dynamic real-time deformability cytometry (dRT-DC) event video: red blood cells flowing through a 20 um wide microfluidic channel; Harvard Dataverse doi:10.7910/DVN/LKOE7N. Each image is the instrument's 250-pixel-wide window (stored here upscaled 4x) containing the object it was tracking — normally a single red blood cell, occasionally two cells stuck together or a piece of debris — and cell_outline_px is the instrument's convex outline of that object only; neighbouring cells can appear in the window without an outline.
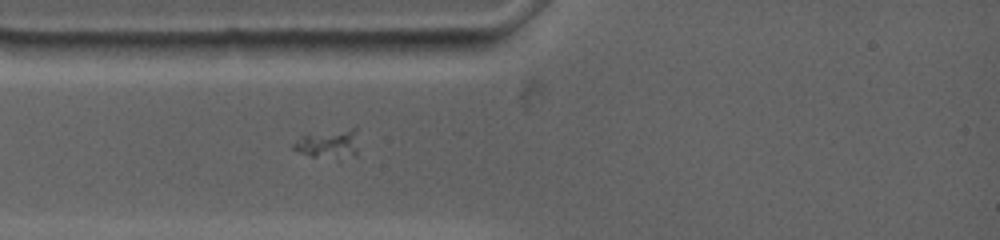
{"species": "common noctule bat (a hibernating species)", "species_latin": "Nyctalus noctula", "temperature_condition": "warm", "stored_images_in_passage": 31, "camera_frame_rate_fps": 4500, "um_per_image_px": 0.085, "animal": {"sex": "female", "body_mass_g": 19.0, "forearm_length_mm": 53.3}, "frame": {"image": 1, "passage_image": 5, "time_ms": 2.222, "image_size_px": [1000, 240], "cell_outline_px": [[356, 156], [340, 160], [312, 156], [300, 152], [292, 148], [292, 144], [308, 132], [356, 124]], "centroid_in_image_um": [27.98, 12.16], "position_along_channel_um": 57.0, "area_um2": 11.91}}
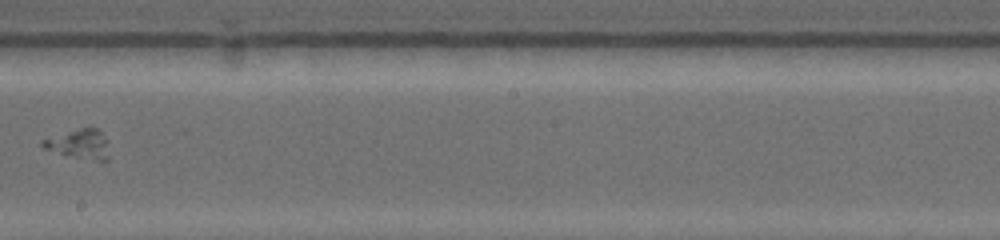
{"frame": {"image": 2, "passage_image": 13, "time_ms": 7.333, "image_size_px": [1000, 240], "cell_outline_px": [[108, 160], [100, 160], [76, 156], [40, 148], [40, 140], [88, 124], [96, 128], [108, 140]], "centroid_in_image_um": [6.72, 12.17], "position_along_channel_um": 241.5, "area_um2": 11.5}}
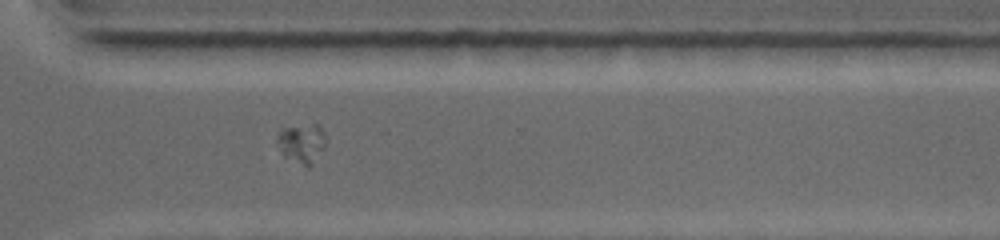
{"frame": {"image": 3, "passage_image": 18, "time_ms": 10.222, "image_size_px": [1000, 240], "cell_outline_px": [[324, 148], [312, 164], [308, 168], [284, 156], [276, 140], [276, 136], [280, 128], [312, 124], [316, 124], [324, 132]], "centroid_in_image_um": [25.62, 12.17], "position_along_channel_um": 345.0, "area_um2": 11.04}}